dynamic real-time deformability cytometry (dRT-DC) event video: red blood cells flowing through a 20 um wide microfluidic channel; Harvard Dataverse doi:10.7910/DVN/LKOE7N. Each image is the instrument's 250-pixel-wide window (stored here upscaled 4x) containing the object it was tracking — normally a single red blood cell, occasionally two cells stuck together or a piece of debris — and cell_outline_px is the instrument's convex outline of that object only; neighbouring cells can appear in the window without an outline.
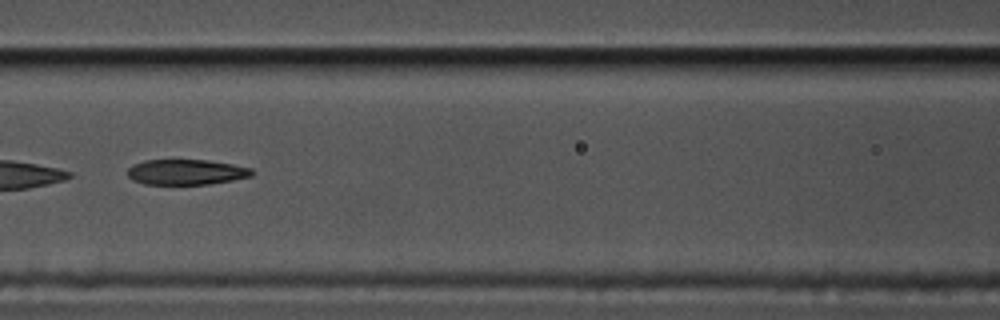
{"species": "common noctule bat (a hibernating species)", "species_latin": "Nyctalus noctula", "temperature_condition": "cold", "stored_images_in_passage": 26, "camera_frame_rate_fps": 3000, "um_per_image_px": 0.085, "animal": {"sex": "male", "body_mass_g": 17.5, "forearm_length_mm": 52.3}, "frame": {"image": 1, "passage_image": 22, "time_ms": 7.0, "image_size_px": [1000, 320], "cell_outline_px": [[256, 172], [252, 176], [232, 180], [208, 184], [144, 184], [132, 180], [128, 176], [128, 168], [132, 164], [144, 160], [208, 160], [232, 164], [252, 168]], "centroid_in_image_um": [15.83, 14.62], "position_along_channel_um": 150.8, "area_um2": 18.5}}